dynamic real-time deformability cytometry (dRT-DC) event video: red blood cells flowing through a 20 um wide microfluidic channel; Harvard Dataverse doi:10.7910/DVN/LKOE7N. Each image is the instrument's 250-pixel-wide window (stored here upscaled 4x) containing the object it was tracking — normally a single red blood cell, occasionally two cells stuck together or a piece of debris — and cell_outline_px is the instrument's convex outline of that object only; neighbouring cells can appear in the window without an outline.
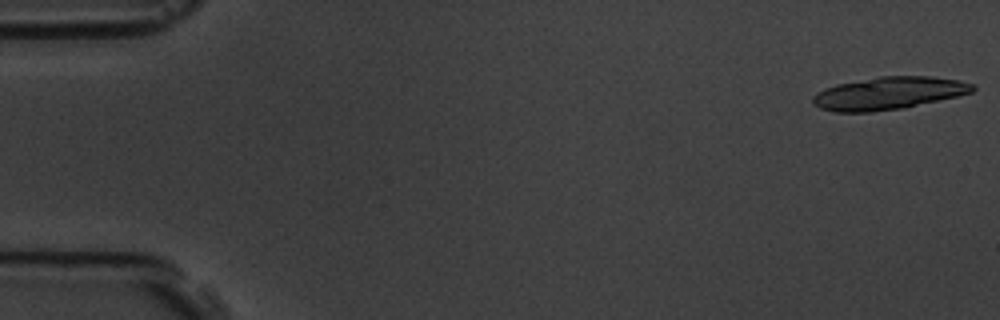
{"species": "common noctule bat (a hibernating species)", "species_latin": "Nyctalus noctula", "temperature_condition": "room temperature", "stored_images_in_passage": 19, "camera_frame_rate_fps": 3000, "um_per_image_px": 0.085, "animal": {"sex": "male", "body_mass_g": 19.5, "forearm_length_mm": 54.6}, "frame": {"image": 1, "passage_image": 1, "time_ms": 0.0, "image_size_px": [1000, 320], "cell_outline_px": [[976, 88], [972, 92], [956, 96], [900, 108], [872, 112], [836, 112], [820, 108], [812, 104], [812, 96], [816, 92], [824, 88], [836, 84], [880, 76], [932, 76], [956, 80], [972, 84]], "centroid_in_image_um": [75.45, 7.92], "position_along_channel_um": 9.6, "area_um2": 30.11}}